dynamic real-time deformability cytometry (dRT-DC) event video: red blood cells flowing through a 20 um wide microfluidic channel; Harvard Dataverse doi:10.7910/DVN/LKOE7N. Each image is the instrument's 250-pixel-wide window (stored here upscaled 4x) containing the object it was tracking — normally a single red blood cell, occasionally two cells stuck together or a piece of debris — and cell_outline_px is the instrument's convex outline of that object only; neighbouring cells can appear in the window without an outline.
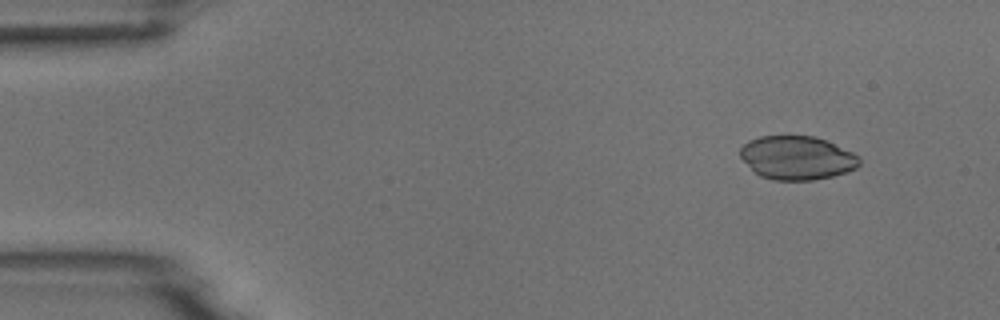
{"species": "common noctule bat (a hibernating species)", "species_latin": "Nyctalus noctula", "temperature_condition": "room temperature", "stored_images_in_passage": 3, "camera_frame_rate_fps": 3000, "um_per_image_px": 0.085, "animal": {"sex": "male", "body_mass_g": 18.8}, "frame": {"image": 1, "passage_image": 1, "time_ms": 0.0, "image_size_px": [1000, 320], "cell_outline_px": [[860, 164], [856, 168], [848, 172], [832, 176], [812, 180], [772, 180], [760, 176], [740, 156], [740, 148], [748, 140], [760, 136], [816, 136], [852, 152], [860, 160]], "centroid_in_image_um": [67.74, 13.41], "position_along_channel_um": 17.3, "area_um2": 30.11}}